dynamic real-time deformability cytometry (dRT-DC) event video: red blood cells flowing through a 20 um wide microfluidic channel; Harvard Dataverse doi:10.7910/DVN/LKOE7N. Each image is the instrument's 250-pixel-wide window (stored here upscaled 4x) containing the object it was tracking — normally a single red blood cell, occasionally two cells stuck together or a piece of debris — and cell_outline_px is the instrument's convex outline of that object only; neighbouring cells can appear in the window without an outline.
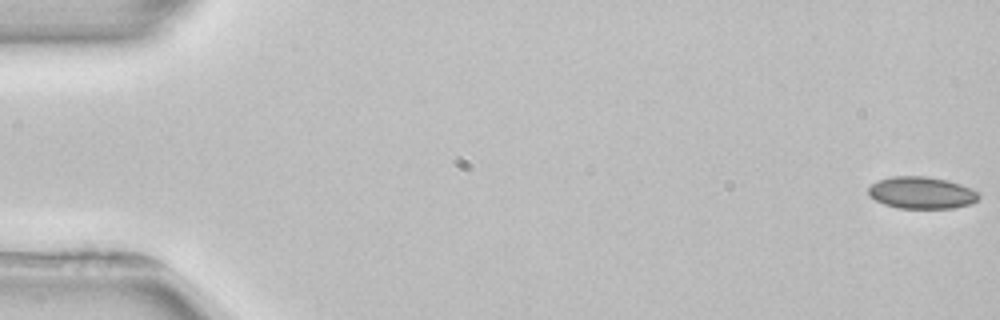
{"species": "common noctule bat (a hibernating species)", "species_latin": "Nyctalus noctula", "temperature_condition": "room temperature", "stored_images_in_passage": 4, "camera_frame_rate_fps": 3000, "um_per_image_px": 0.085, "animal": {"sex": "female", "body_mass_g": 22.7, "forearm_length_mm": 54.2}, "frame": {"image": 1, "passage_image": 1, "time_ms": 0.0, "image_size_px": [1000, 320], "cell_outline_px": [[980, 196], [972, 204], [952, 208], [900, 208], [884, 204], [868, 196], [868, 188], [876, 180], [892, 176], [924, 176], [948, 180], [960, 184], [980, 192]], "centroid_in_image_um": [78.33, 16.38], "position_along_channel_um": 6.7, "area_um2": 20.69}}
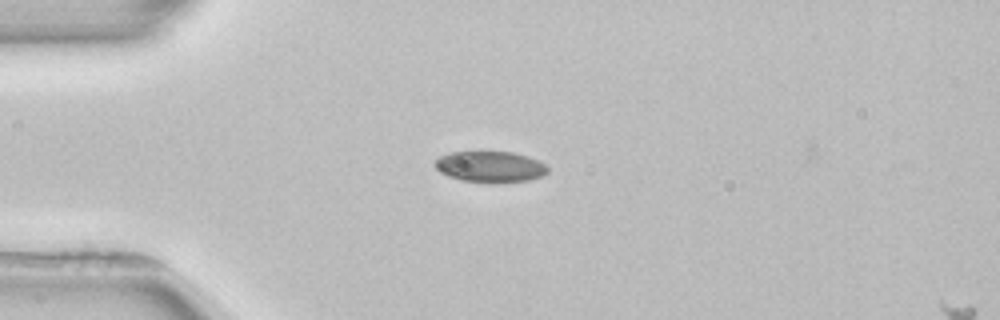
{"frame": {"image": 2, "passage_image": 4, "time_ms": 4.333, "image_size_px": [1000, 320], "cell_outline_px": [[548, 172], [544, 176], [528, 180], [460, 180], [448, 176], [440, 172], [432, 164], [440, 156], [448, 152], [512, 152], [528, 156], [544, 164], [548, 168]], "centroid_in_image_um": [41.63, 14.13], "position_along_channel_um": 43.4, "area_um2": 19.71}}